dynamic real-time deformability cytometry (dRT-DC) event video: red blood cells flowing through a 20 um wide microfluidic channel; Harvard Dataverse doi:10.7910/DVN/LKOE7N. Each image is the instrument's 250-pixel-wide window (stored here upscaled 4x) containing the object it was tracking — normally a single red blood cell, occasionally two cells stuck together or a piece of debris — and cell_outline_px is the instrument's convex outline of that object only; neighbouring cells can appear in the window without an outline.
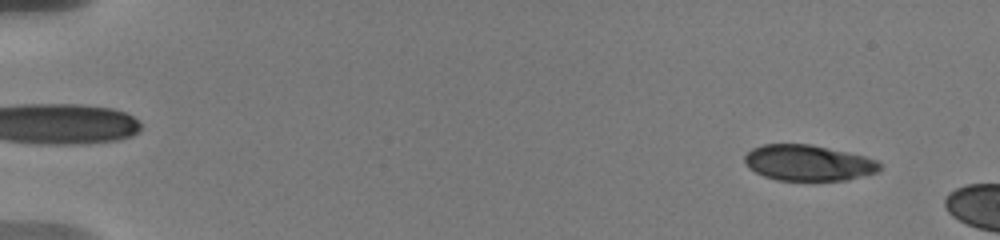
{"species": "human", "species_latin": "Homo sapiens", "temperature_condition": "warm", "stored_images_in_passage": 7, "camera_frame_rate_fps": 3000, "um_per_image_px": 0.085, "donor": {"sex": "male"}, "frame": {"image": 1, "passage_image": 3, "time_ms": 1.0, "image_size_px": [1000, 240], "cell_outline_px": [[884, 164], [876, 172], [848, 180], [776, 180], [764, 176], [748, 168], [744, 160], [744, 156], [752, 148], [764, 144], [812, 144], [848, 152], [864, 156], [876, 160]], "centroid_in_image_um": [68.7, 13.84], "position_along_channel_um": 16.3, "area_um2": 28.26}}